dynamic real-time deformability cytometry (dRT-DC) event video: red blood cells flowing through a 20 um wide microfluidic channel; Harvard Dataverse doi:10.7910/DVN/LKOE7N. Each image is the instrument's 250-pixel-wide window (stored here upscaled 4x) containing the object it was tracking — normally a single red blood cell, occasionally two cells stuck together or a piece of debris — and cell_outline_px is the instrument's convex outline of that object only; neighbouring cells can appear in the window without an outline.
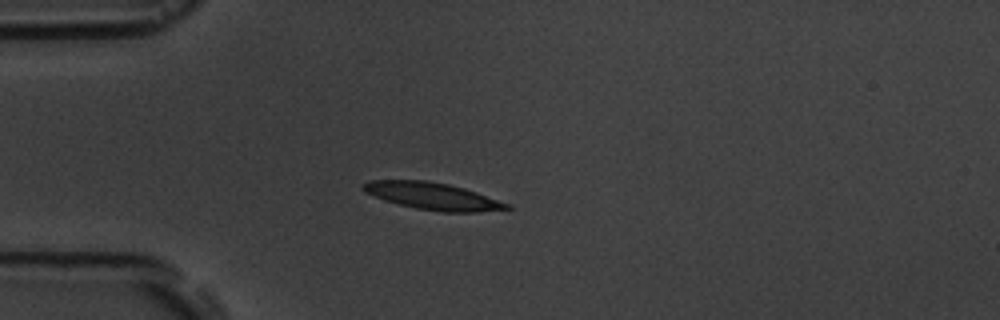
{"species": "common noctule bat (a hibernating species)", "species_latin": "Nyctalus noctula", "temperature_condition": "room temperature", "stored_images_in_passage": 9, "camera_frame_rate_fps": 3000, "um_per_image_px": 0.085, "animal": {"sex": "male", "body_mass_g": 19.5, "forearm_length_mm": 54.6}, "frame": {"image": 1, "passage_image": 4, "time_ms": 3.667, "image_size_px": [1000, 320], "cell_outline_px": [[512, 208], [480, 212], [440, 212], [416, 208], [384, 200], [364, 192], [360, 188], [360, 184], [368, 180], [424, 180], [448, 184], [464, 188], [512, 204]], "centroid_in_image_um": [36.76, 16.67], "position_along_channel_um": 48.2, "area_um2": 22.83}}
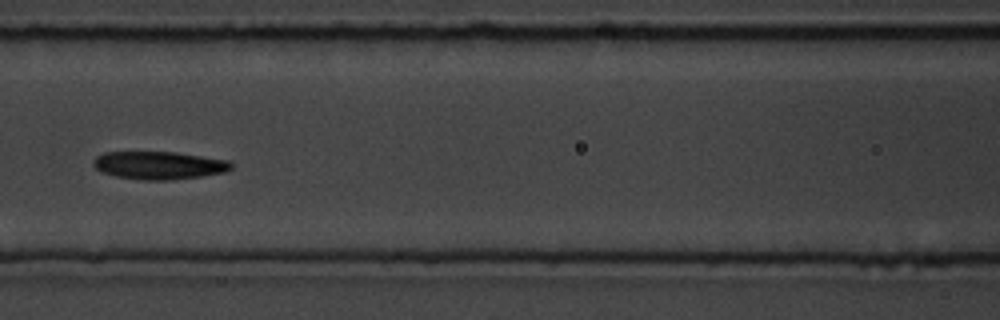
{"frame": {"image": 2, "passage_image": 7, "time_ms": 7.0, "image_size_px": [1000, 320], "cell_outline_px": [[232, 168], [224, 172], [200, 176], [168, 180], [144, 180], [116, 176], [100, 172], [92, 164], [92, 160], [96, 156], [104, 152], [176, 152], [232, 160]], "centroid_in_image_um": [13.51, 14.04], "position_along_channel_um": 153.1, "area_um2": 22.54}}
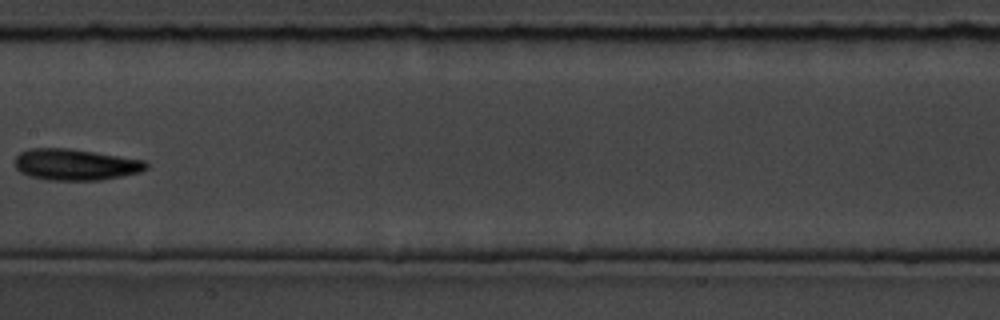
{"frame": {"image": 3, "passage_image": 8, "time_ms": 8.333, "image_size_px": [1000, 320], "cell_outline_px": [[148, 168], [140, 172], [100, 180], [48, 180], [28, 176], [20, 172], [16, 168], [16, 156], [20, 152], [32, 148], [68, 148], [144, 160], [148, 164]], "centroid_in_image_um": [6.4, 13.99], "position_along_channel_um": 201.0, "area_um2": 23.81}}